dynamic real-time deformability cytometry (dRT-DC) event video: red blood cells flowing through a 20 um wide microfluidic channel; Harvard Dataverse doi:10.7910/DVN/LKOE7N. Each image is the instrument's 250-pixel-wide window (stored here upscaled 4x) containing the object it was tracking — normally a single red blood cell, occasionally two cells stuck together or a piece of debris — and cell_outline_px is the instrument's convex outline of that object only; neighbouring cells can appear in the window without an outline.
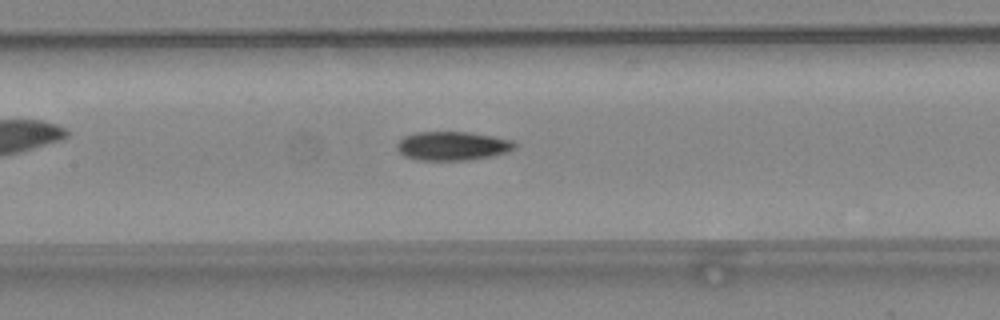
{"species": "common noctule bat (a hibernating species)", "species_latin": "Nyctalus noctula", "temperature_condition": "warm", "stored_images_in_passage": 45, "camera_frame_rate_fps": 3000, "um_per_image_px": 0.085, "animal": {"sex": "female", "body_mass_g": 24.6, "forearm_length_mm": 56.2}, "frame": {"image": 1, "passage_image": 21, "time_ms": 6.667, "image_size_px": [1000, 320], "cell_outline_px": [[516, 148], [508, 152], [492, 156], [468, 160], [420, 160], [404, 156], [396, 148], [396, 144], [404, 136], [416, 132], [468, 132], [516, 140]], "centroid_in_image_um": [38.49, 12.4], "position_along_channel_um": 168.9, "area_um2": 19.94}}
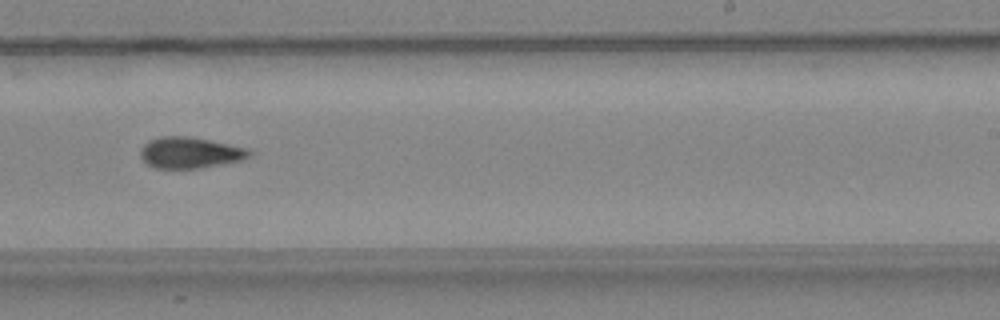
{"frame": {"image": 2, "passage_image": 28, "time_ms": 9.0, "image_size_px": [1000, 320], "cell_outline_px": [[256, 152], [252, 156], [244, 160], [200, 168], [156, 168], [148, 164], [140, 156], [140, 148], [148, 140], [160, 136], [188, 136], [252, 148]], "centroid_in_image_um": [16.24, 12.97], "position_along_channel_um": 272.8, "area_um2": 20.17}}
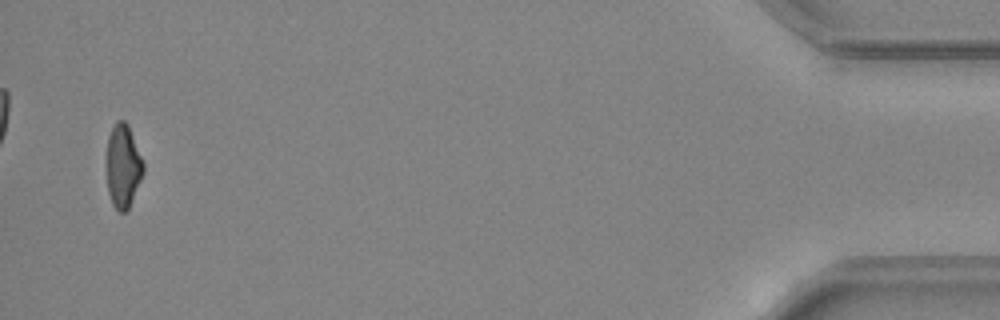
{"frame": {"image": 3, "passage_image": 44, "time_ms": 14.333, "image_size_px": [1000, 320], "cell_outline_px": [[144, 172], [128, 208], [124, 212], [120, 212], [112, 204], [108, 192], [108, 136], [116, 120], [124, 120], [128, 124], [144, 160]], "centroid_in_image_um": [10.49, 14.08], "position_along_channel_um": 424.7, "area_um2": 17.63}, "authors_computed_cell_mechanics": {"area_um2": 19.3052, "velocity_mm_per_s": 4.4677, "shape_relaxation_time_tau1_ms": 8.3187, "shape_relaxation_time_tau2_ms": null, "deformation_change_tau1": 0.2058, "deformation_change_tau2": null}}